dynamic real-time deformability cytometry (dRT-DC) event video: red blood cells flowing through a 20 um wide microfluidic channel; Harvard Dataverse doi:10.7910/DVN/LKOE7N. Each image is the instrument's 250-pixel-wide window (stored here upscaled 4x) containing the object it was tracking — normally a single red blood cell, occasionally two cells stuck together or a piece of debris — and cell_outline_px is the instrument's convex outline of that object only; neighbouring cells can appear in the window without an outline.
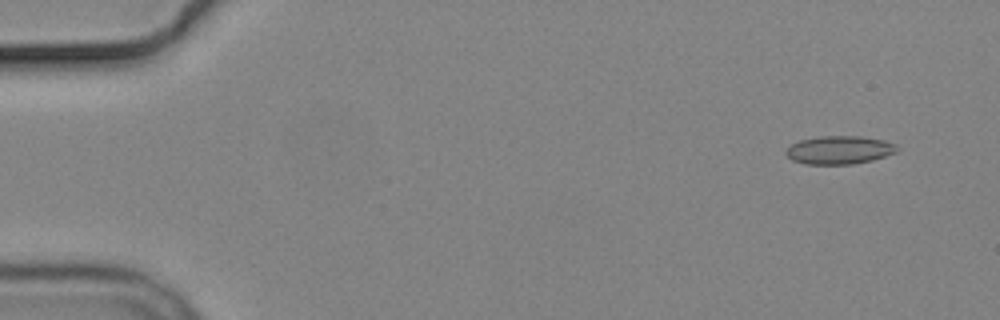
{"species": "common noctule bat (a hibernating species)", "species_latin": "Nyctalus noctula", "temperature_condition": "cold", "stored_images_in_passage": 5, "camera_frame_rate_fps": 3000, "um_per_image_px": 0.085, "animal": {"sex": "male", "body_mass_g": 19.2, "forearm_length_mm": 51.8}, "frame": {"image": 1, "passage_image": 1, "time_ms": 0.0, "image_size_px": [1000, 320], "cell_outline_px": [[900, 148], [896, 152], [872, 160], [852, 164], [804, 164], [792, 160], [784, 152], [792, 144], [800, 140], [820, 136], [860, 136], [884, 140], [896, 144]], "centroid_in_image_um": [71.35, 12.74], "position_along_channel_um": 13.6, "area_um2": 18.26}}
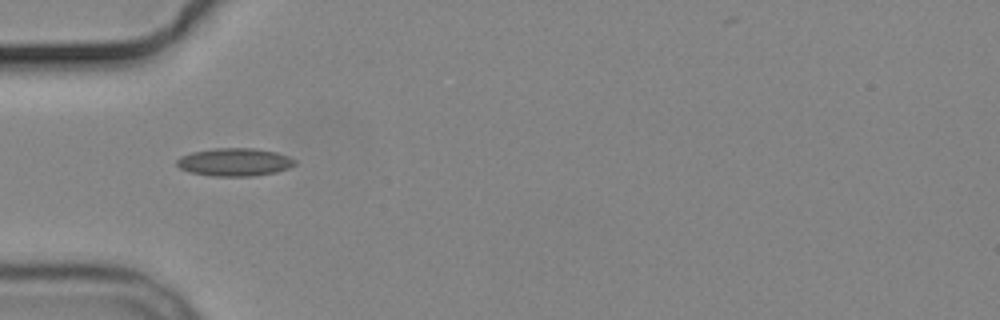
{"frame": {"image": 2, "passage_image": 5, "time_ms": 4.667, "image_size_px": [1000, 320], "cell_outline_px": [[296, 164], [288, 168], [276, 172], [256, 176], [212, 176], [188, 172], [180, 168], [176, 164], [176, 160], [180, 156], [192, 152], [216, 148], [252, 148], [276, 152], [288, 156], [296, 160]], "centroid_in_image_um": [19.93, 13.78], "position_along_channel_um": 65.1, "area_um2": 19.31}}